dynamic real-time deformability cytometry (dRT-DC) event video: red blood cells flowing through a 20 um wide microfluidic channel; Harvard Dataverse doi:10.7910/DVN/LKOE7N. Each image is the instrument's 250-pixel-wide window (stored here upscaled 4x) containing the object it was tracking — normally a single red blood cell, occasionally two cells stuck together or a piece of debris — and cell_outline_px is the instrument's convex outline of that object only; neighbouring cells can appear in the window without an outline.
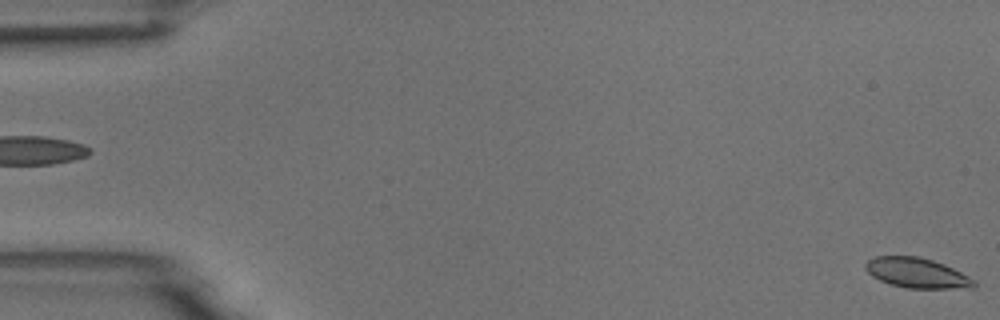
{"species": "common noctule bat (a hibernating species)", "species_latin": "Nyctalus noctula", "temperature_condition": "room temperature", "stored_images_in_passage": 6, "segment_of_instrument_passage": [2, 2], "camera_frame_rate_fps": 3000, "um_per_image_px": 0.085, "animal": {"sex": "male", "body_mass_g": 18.8}, "frame": {"image": 1, "passage_image": 6, "time_ms": 5.667, "image_size_px": [1000, 320], "cell_outline_px": [[976, 284], [972, 288], [908, 288], [892, 284], [880, 280], [872, 276], [864, 268], [864, 264], [872, 256], [916, 256], [932, 260], [944, 264], [976, 280]], "centroid_in_image_um": [77.92, 23.19], "position_along_channel_um": 7.1, "area_um2": 18.9}}